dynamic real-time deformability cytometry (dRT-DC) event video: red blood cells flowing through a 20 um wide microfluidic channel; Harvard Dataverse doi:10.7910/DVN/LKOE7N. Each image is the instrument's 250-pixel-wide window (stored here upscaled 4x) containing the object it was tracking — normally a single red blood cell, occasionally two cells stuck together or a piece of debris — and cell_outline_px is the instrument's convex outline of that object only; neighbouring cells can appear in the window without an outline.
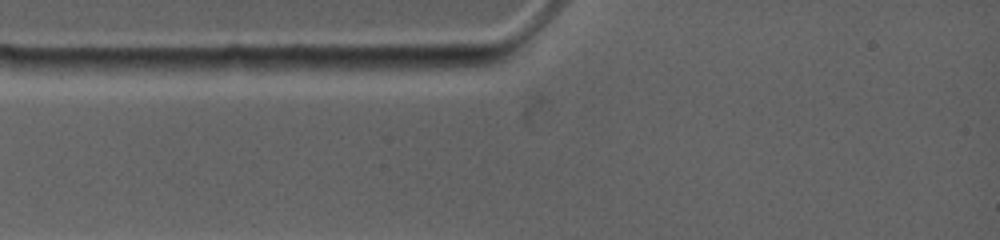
{"species": "common noctule bat (a hibernating species)", "species_latin": "Nyctalus noctula", "temperature_condition": "warm", "stored_images_in_passage": 2, "camera_frame_rate_fps": 4500, "um_per_image_px": 0.085, "animal": {"sex": "female", "body_mass_g": 19.0, "forearm_length_mm": 53.3}, "frame": {"image": 1, "passage_image": 1, "time_ms": 0.0, "image_size_px": [1000, 240], "cell_outline_px": [[504, 60], [464, 72], [388, 76], [364, 68], [376, 56], [484, 56]], "centroid_in_image_um": [36.3, 5.48], "position_along_channel_um": 48.7, "area_um2": 14.74}}